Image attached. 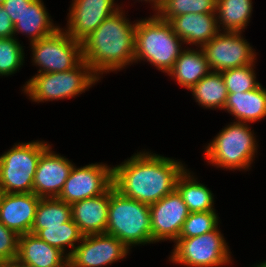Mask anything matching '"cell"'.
I'll return each instance as SVG.
<instances>
[{
	"label": "cell",
	"mask_w": 266,
	"mask_h": 267,
	"mask_svg": "<svg viewBox=\"0 0 266 267\" xmlns=\"http://www.w3.org/2000/svg\"><path fill=\"white\" fill-rule=\"evenodd\" d=\"M199 49V50H198ZM211 69L201 47L183 49L176 59L173 68L167 73L182 87L191 89Z\"/></svg>",
	"instance_id": "21"
},
{
	"label": "cell",
	"mask_w": 266,
	"mask_h": 267,
	"mask_svg": "<svg viewBox=\"0 0 266 267\" xmlns=\"http://www.w3.org/2000/svg\"><path fill=\"white\" fill-rule=\"evenodd\" d=\"M109 201L110 189L71 205L72 220L84 236L106 233Z\"/></svg>",
	"instance_id": "19"
},
{
	"label": "cell",
	"mask_w": 266,
	"mask_h": 267,
	"mask_svg": "<svg viewBox=\"0 0 266 267\" xmlns=\"http://www.w3.org/2000/svg\"><path fill=\"white\" fill-rule=\"evenodd\" d=\"M17 37H0V76L17 73L24 63V48Z\"/></svg>",
	"instance_id": "29"
},
{
	"label": "cell",
	"mask_w": 266,
	"mask_h": 267,
	"mask_svg": "<svg viewBox=\"0 0 266 267\" xmlns=\"http://www.w3.org/2000/svg\"><path fill=\"white\" fill-rule=\"evenodd\" d=\"M106 233L128 249L153 243L149 205L122 195L112 186Z\"/></svg>",
	"instance_id": "4"
},
{
	"label": "cell",
	"mask_w": 266,
	"mask_h": 267,
	"mask_svg": "<svg viewBox=\"0 0 266 267\" xmlns=\"http://www.w3.org/2000/svg\"><path fill=\"white\" fill-rule=\"evenodd\" d=\"M217 0H163L156 15L165 21L184 14L216 13Z\"/></svg>",
	"instance_id": "28"
},
{
	"label": "cell",
	"mask_w": 266,
	"mask_h": 267,
	"mask_svg": "<svg viewBox=\"0 0 266 267\" xmlns=\"http://www.w3.org/2000/svg\"><path fill=\"white\" fill-rule=\"evenodd\" d=\"M169 256L172 263L187 267H220L232 264L230 246L217 227L191 238H178Z\"/></svg>",
	"instance_id": "8"
},
{
	"label": "cell",
	"mask_w": 266,
	"mask_h": 267,
	"mask_svg": "<svg viewBox=\"0 0 266 267\" xmlns=\"http://www.w3.org/2000/svg\"><path fill=\"white\" fill-rule=\"evenodd\" d=\"M250 127L235 120L225 126L204 148L207 163L233 171L250 169L258 153L257 138Z\"/></svg>",
	"instance_id": "5"
},
{
	"label": "cell",
	"mask_w": 266,
	"mask_h": 267,
	"mask_svg": "<svg viewBox=\"0 0 266 267\" xmlns=\"http://www.w3.org/2000/svg\"><path fill=\"white\" fill-rule=\"evenodd\" d=\"M113 186V167L106 163H91L78 168L73 165L58 199L72 205L75 202L100 196Z\"/></svg>",
	"instance_id": "11"
},
{
	"label": "cell",
	"mask_w": 266,
	"mask_h": 267,
	"mask_svg": "<svg viewBox=\"0 0 266 267\" xmlns=\"http://www.w3.org/2000/svg\"><path fill=\"white\" fill-rule=\"evenodd\" d=\"M219 219L216 211L189 213L178 238L197 237L214 231L218 227Z\"/></svg>",
	"instance_id": "31"
},
{
	"label": "cell",
	"mask_w": 266,
	"mask_h": 267,
	"mask_svg": "<svg viewBox=\"0 0 266 267\" xmlns=\"http://www.w3.org/2000/svg\"><path fill=\"white\" fill-rule=\"evenodd\" d=\"M252 4V0H217L216 17L219 30L244 32L252 16Z\"/></svg>",
	"instance_id": "25"
},
{
	"label": "cell",
	"mask_w": 266,
	"mask_h": 267,
	"mask_svg": "<svg viewBox=\"0 0 266 267\" xmlns=\"http://www.w3.org/2000/svg\"><path fill=\"white\" fill-rule=\"evenodd\" d=\"M138 1V0H137ZM140 1V0H139ZM141 1H146V3H150L151 4V8H153L155 11L154 14H156V11L158 12V10L160 9L161 7V0H141Z\"/></svg>",
	"instance_id": "35"
},
{
	"label": "cell",
	"mask_w": 266,
	"mask_h": 267,
	"mask_svg": "<svg viewBox=\"0 0 266 267\" xmlns=\"http://www.w3.org/2000/svg\"><path fill=\"white\" fill-rule=\"evenodd\" d=\"M100 78L82 60L76 67L65 72L41 73L32 76L22 91L32 102H48L70 99L85 93Z\"/></svg>",
	"instance_id": "6"
},
{
	"label": "cell",
	"mask_w": 266,
	"mask_h": 267,
	"mask_svg": "<svg viewBox=\"0 0 266 267\" xmlns=\"http://www.w3.org/2000/svg\"><path fill=\"white\" fill-rule=\"evenodd\" d=\"M254 267H266V260L261 262L260 264L258 263L257 265H254Z\"/></svg>",
	"instance_id": "37"
},
{
	"label": "cell",
	"mask_w": 266,
	"mask_h": 267,
	"mask_svg": "<svg viewBox=\"0 0 266 267\" xmlns=\"http://www.w3.org/2000/svg\"><path fill=\"white\" fill-rule=\"evenodd\" d=\"M51 150L49 145L42 152L34 175L32 192L40 198L58 197L74 165Z\"/></svg>",
	"instance_id": "15"
},
{
	"label": "cell",
	"mask_w": 266,
	"mask_h": 267,
	"mask_svg": "<svg viewBox=\"0 0 266 267\" xmlns=\"http://www.w3.org/2000/svg\"><path fill=\"white\" fill-rule=\"evenodd\" d=\"M53 23L43 0H33L25 8L19 21L14 24V37L16 33L27 35L31 44L53 34L60 28L59 25Z\"/></svg>",
	"instance_id": "22"
},
{
	"label": "cell",
	"mask_w": 266,
	"mask_h": 267,
	"mask_svg": "<svg viewBox=\"0 0 266 267\" xmlns=\"http://www.w3.org/2000/svg\"><path fill=\"white\" fill-rule=\"evenodd\" d=\"M3 9L9 14L13 24L19 21L25 8L28 7L33 0H0Z\"/></svg>",
	"instance_id": "33"
},
{
	"label": "cell",
	"mask_w": 266,
	"mask_h": 267,
	"mask_svg": "<svg viewBox=\"0 0 266 267\" xmlns=\"http://www.w3.org/2000/svg\"><path fill=\"white\" fill-rule=\"evenodd\" d=\"M47 142H19L0 156V192L31 193L34 175Z\"/></svg>",
	"instance_id": "7"
},
{
	"label": "cell",
	"mask_w": 266,
	"mask_h": 267,
	"mask_svg": "<svg viewBox=\"0 0 266 267\" xmlns=\"http://www.w3.org/2000/svg\"><path fill=\"white\" fill-rule=\"evenodd\" d=\"M0 37L10 38L14 37V24L10 19L9 14L3 9L0 1Z\"/></svg>",
	"instance_id": "34"
},
{
	"label": "cell",
	"mask_w": 266,
	"mask_h": 267,
	"mask_svg": "<svg viewBox=\"0 0 266 267\" xmlns=\"http://www.w3.org/2000/svg\"><path fill=\"white\" fill-rule=\"evenodd\" d=\"M19 235L0 222V266L14 262L18 256Z\"/></svg>",
	"instance_id": "32"
},
{
	"label": "cell",
	"mask_w": 266,
	"mask_h": 267,
	"mask_svg": "<svg viewBox=\"0 0 266 267\" xmlns=\"http://www.w3.org/2000/svg\"><path fill=\"white\" fill-rule=\"evenodd\" d=\"M242 34V32L219 31L201 47L211 71L222 72L256 63L257 53Z\"/></svg>",
	"instance_id": "10"
},
{
	"label": "cell",
	"mask_w": 266,
	"mask_h": 267,
	"mask_svg": "<svg viewBox=\"0 0 266 267\" xmlns=\"http://www.w3.org/2000/svg\"><path fill=\"white\" fill-rule=\"evenodd\" d=\"M4 267H29V266L22 265V264L18 263V262L15 260V261L12 262L11 264L4 265Z\"/></svg>",
	"instance_id": "36"
},
{
	"label": "cell",
	"mask_w": 266,
	"mask_h": 267,
	"mask_svg": "<svg viewBox=\"0 0 266 267\" xmlns=\"http://www.w3.org/2000/svg\"><path fill=\"white\" fill-rule=\"evenodd\" d=\"M189 90L201 107L224 110L228 91L221 72L210 71Z\"/></svg>",
	"instance_id": "24"
},
{
	"label": "cell",
	"mask_w": 266,
	"mask_h": 267,
	"mask_svg": "<svg viewBox=\"0 0 266 267\" xmlns=\"http://www.w3.org/2000/svg\"><path fill=\"white\" fill-rule=\"evenodd\" d=\"M113 167V186L122 195L151 205L176 189L186 166L181 161L141 151Z\"/></svg>",
	"instance_id": "1"
},
{
	"label": "cell",
	"mask_w": 266,
	"mask_h": 267,
	"mask_svg": "<svg viewBox=\"0 0 266 267\" xmlns=\"http://www.w3.org/2000/svg\"><path fill=\"white\" fill-rule=\"evenodd\" d=\"M71 218V205L57 197L41 198L36 209L35 221L30 233L36 234L41 229L61 226Z\"/></svg>",
	"instance_id": "26"
},
{
	"label": "cell",
	"mask_w": 266,
	"mask_h": 267,
	"mask_svg": "<svg viewBox=\"0 0 266 267\" xmlns=\"http://www.w3.org/2000/svg\"><path fill=\"white\" fill-rule=\"evenodd\" d=\"M30 47L33 65L40 68L37 74L69 71L83 60L81 43L63 28L31 43Z\"/></svg>",
	"instance_id": "9"
},
{
	"label": "cell",
	"mask_w": 266,
	"mask_h": 267,
	"mask_svg": "<svg viewBox=\"0 0 266 267\" xmlns=\"http://www.w3.org/2000/svg\"><path fill=\"white\" fill-rule=\"evenodd\" d=\"M168 22L184 44L197 47L208 43L220 31L216 13L184 14Z\"/></svg>",
	"instance_id": "17"
},
{
	"label": "cell",
	"mask_w": 266,
	"mask_h": 267,
	"mask_svg": "<svg viewBox=\"0 0 266 267\" xmlns=\"http://www.w3.org/2000/svg\"><path fill=\"white\" fill-rule=\"evenodd\" d=\"M255 63L222 71L228 93L248 92L261 83L256 81Z\"/></svg>",
	"instance_id": "30"
},
{
	"label": "cell",
	"mask_w": 266,
	"mask_h": 267,
	"mask_svg": "<svg viewBox=\"0 0 266 267\" xmlns=\"http://www.w3.org/2000/svg\"><path fill=\"white\" fill-rule=\"evenodd\" d=\"M129 251L107 233L86 235L68 257V267H104L126 258Z\"/></svg>",
	"instance_id": "12"
},
{
	"label": "cell",
	"mask_w": 266,
	"mask_h": 267,
	"mask_svg": "<svg viewBox=\"0 0 266 267\" xmlns=\"http://www.w3.org/2000/svg\"><path fill=\"white\" fill-rule=\"evenodd\" d=\"M124 13L117 10L81 42L83 60L100 79L134 63L137 20L131 23Z\"/></svg>",
	"instance_id": "2"
},
{
	"label": "cell",
	"mask_w": 266,
	"mask_h": 267,
	"mask_svg": "<svg viewBox=\"0 0 266 267\" xmlns=\"http://www.w3.org/2000/svg\"><path fill=\"white\" fill-rule=\"evenodd\" d=\"M16 261L29 267H68V256L32 233L19 235Z\"/></svg>",
	"instance_id": "18"
},
{
	"label": "cell",
	"mask_w": 266,
	"mask_h": 267,
	"mask_svg": "<svg viewBox=\"0 0 266 267\" xmlns=\"http://www.w3.org/2000/svg\"><path fill=\"white\" fill-rule=\"evenodd\" d=\"M224 110L237 122L254 123L266 117V88L260 84L248 92L228 93Z\"/></svg>",
	"instance_id": "20"
},
{
	"label": "cell",
	"mask_w": 266,
	"mask_h": 267,
	"mask_svg": "<svg viewBox=\"0 0 266 267\" xmlns=\"http://www.w3.org/2000/svg\"><path fill=\"white\" fill-rule=\"evenodd\" d=\"M35 235H37L47 244L58 248L59 250L64 252L68 257L76 248V245H78L84 237L79 227L75 224L72 218L68 222L62 224L61 226H54V227H48L47 229H41ZM66 247H70L71 250L68 251Z\"/></svg>",
	"instance_id": "27"
},
{
	"label": "cell",
	"mask_w": 266,
	"mask_h": 267,
	"mask_svg": "<svg viewBox=\"0 0 266 267\" xmlns=\"http://www.w3.org/2000/svg\"><path fill=\"white\" fill-rule=\"evenodd\" d=\"M134 63L149 62L161 72L168 73L179 57L184 42L168 21L156 14L137 20L135 30Z\"/></svg>",
	"instance_id": "3"
},
{
	"label": "cell",
	"mask_w": 266,
	"mask_h": 267,
	"mask_svg": "<svg viewBox=\"0 0 266 267\" xmlns=\"http://www.w3.org/2000/svg\"><path fill=\"white\" fill-rule=\"evenodd\" d=\"M152 242H175L182 230L184 221L189 215L187 205L175 189L165 197L149 205Z\"/></svg>",
	"instance_id": "13"
},
{
	"label": "cell",
	"mask_w": 266,
	"mask_h": 267,
	"mask_svg": "<svg viewBox=\"0 0 266 267\" xmlns=\"http://www.w3.org/2000/svg\"><path fill=\"white\" fill-rule=\"evenodd\" d=\"M194 173L189 169L179 175L176 182V190L181 195L190 213L216 211L214 207V194L204 184L199 183Z\"/></svg>",
	"instance_id": "23"
},
{
	"label": "cell",
	"mask_w": 266,
	"mask_h": 267,
	"mask_svg": "<svg viewBox=\"0 0 266 267\" xmlns=\"http://www.w3.org/2000/svg\"><path fill=\"white\" fill-rule=\"evenodd\" d=\"M40 199L33 192H0V222L18 235L30 233Z\"/></svg>",
	"instance_id": "16"
},
{
	"label": "cell",
	"mask_w": 266,
	"mask_h": 267,
	"mask_svg": "<svg viewBox=\"0 0 266 267\" xmlns=\"http://www.w3.org/2000/svg\"><path fill=\"white\" fill-rule=\"evenodd\" d=\"M64 29L75 41L82 42L121 7L115 0H72Z\"/></svg>",
	"instance_id": "14"
}]
</instances>
